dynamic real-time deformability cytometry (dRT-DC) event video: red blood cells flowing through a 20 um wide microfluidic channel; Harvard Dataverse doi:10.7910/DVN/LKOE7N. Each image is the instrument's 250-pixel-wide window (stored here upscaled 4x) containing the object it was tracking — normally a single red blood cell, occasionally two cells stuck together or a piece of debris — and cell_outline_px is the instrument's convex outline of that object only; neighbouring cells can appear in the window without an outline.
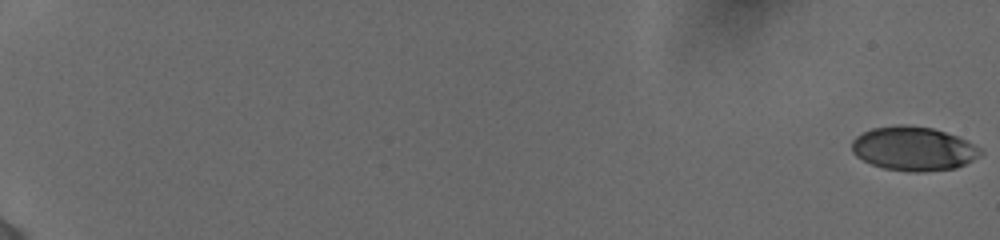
{"species": "human", "species_latin": "Homo sapiens", "temperature_condition": "cold", "stored_images_in_passage": 57, "camera_frame_rate_fps": 3000, "um_per_image_px": 0.085, "donor": {"sex": "female"}, "frame": {"image": 1, "passage_image": 1, "time_ms": 0.0, "image_size_px": [1000, 240], "cell_outline_px": [[984, 152], [980, 156], [956, 168], [924, 172], [908, 172], [884, 168], [872, 164], [856, 156], [852, 152], [852, 140], [856, 136], [872, 128], [896, 124], [908, 124], [932, 128], [968, 140], [980, 148]], "centroid_in_image_um": [77.65, 12.63], "position_along_channel_um": 7.3, "area_um2": 33.18}}
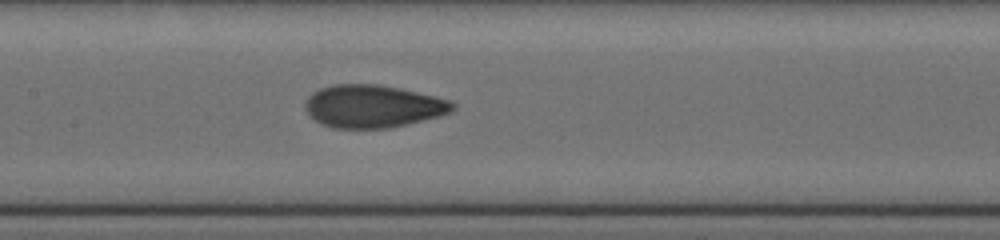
{"frame": {"image": 2, "passage_image": 32, "time_ms": 10.333, "image_size_px": [1000, 240], "cell_outline_px": [[456, 108], [452, 112], [440, 116], [408, 124], [388, 128], [332, 128], [320, 124], [304, 108], [304, 104], [308, 96], [312, 92], [320, 88], [336, 84], [376, 84], [400, 88], [448, 100], [456, 104]], "centroid_in_image_um": [31.69, 9.04], "position_along_channel_um": 175.7, "area_um2": 36.7}}
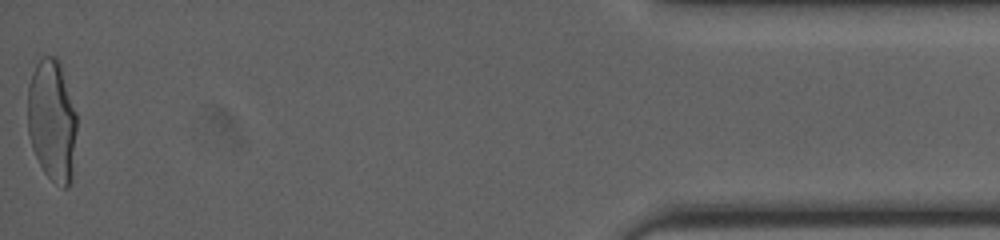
{"frame": {"image": 3, "passage_image": 57, "time_ms": 18.667, "image_size_px": [1000, 240], "cell_outline_px": [[76, 128], [72, 180], [68, 188], [64, 188], [56, 184], [44, 172], [32, 148], [28, 132], [28, 84], [32, 72], [36, 64], [44, 56], [56, 56], [60, 64], [76, 112]], "centroid_in_image_um": [4.42, 10.27], "position_along_channel_um": 430.8, "area_um2": 34.85}, "authors_computed_cell_mechanics": {"area_um2": 34.5644, "velocity_mm_per_s": 3.8987, "shape_relaxation_time_tau1_ms": 6.2597, "shape_relaxation_time_tau2_ms": 0.8565, "deformation_change_tau1": 0.1871, "deformation_change_tau2": 0.0572}}